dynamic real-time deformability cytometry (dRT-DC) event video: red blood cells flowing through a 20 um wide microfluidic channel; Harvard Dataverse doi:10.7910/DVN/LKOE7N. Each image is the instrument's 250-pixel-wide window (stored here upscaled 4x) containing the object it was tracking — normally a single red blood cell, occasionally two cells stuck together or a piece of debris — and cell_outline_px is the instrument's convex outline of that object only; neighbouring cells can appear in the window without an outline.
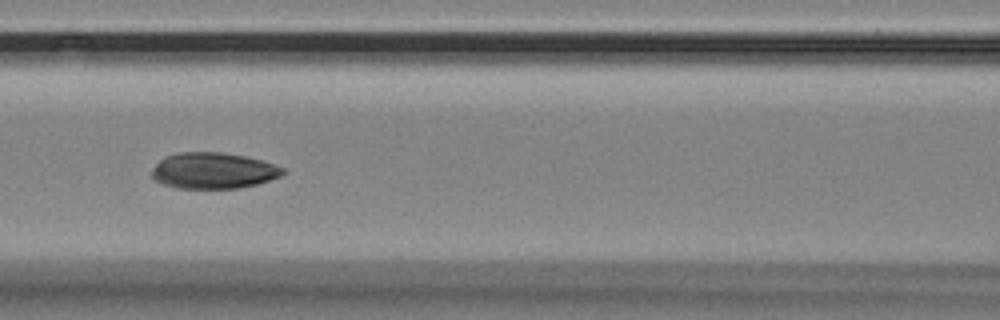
{"species": "Egyptian fruit bat (a non-hibernating species)", "species_latin": "Rousettus aegyptiacus", "temperature_condition": "room temperature", "stored_images_in_passage": 11, "camera_frame_rate_fps": 3000, "um_per_image_px": 0.085, "animal": {"sex": "female"}, "frame": {"image": 1, "passage_image": 7, "time_ms": 2.0, "image_size_px": [1000, 320], "cell_outline_px": [[288, 172], [284, 176], [256, 184], [240, 188], [176, 188], [152, 180], [152, 168], [164, 156], [180, 152], [220, 152], [244, 156], [276, 164], [284, 168]], "centroid_in_image_um": [18.16, 14.51], "position_along_channel_um": 148.4, "area_um2": 27.8}}
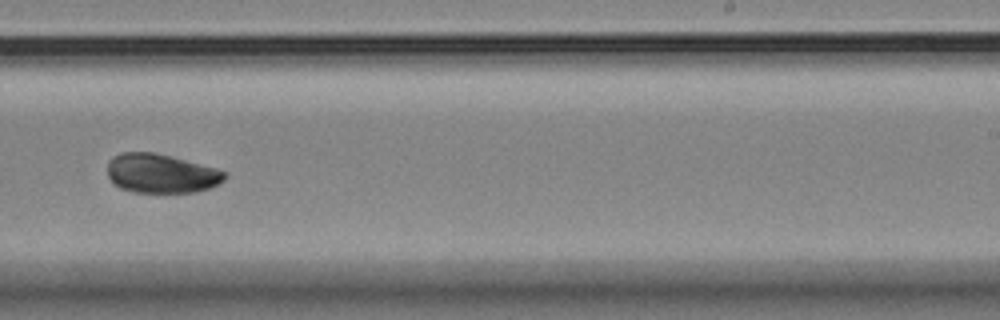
{"frame": {"image": 2, "passage_image": 10, "time_ms": 3.0, "image_size_px": [1000, 320], "cell_outline_px": [[228, 176], [220, 184], [212, 188], [196, 192], [132, 192], [120, 188], [112, 184], [108, 176], [108, 160], [112, 156], [120, 152], [156, 152], [216, 168], [224, 172]], "centroid_in_image_um": [13.68, 14.74], "position_along_channel_um": 275.3, "area_um2": 27.11}}
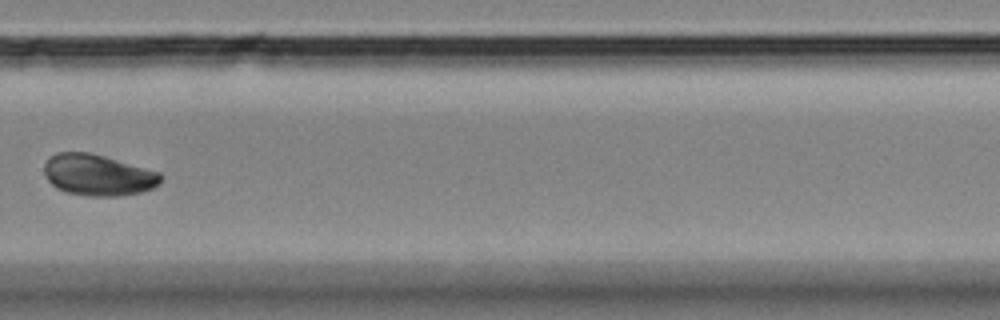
{"frame": {"image": 3, "passage_image": 11, "time_ms": 3.333, "image_size_px": [1000, 320], "cell_outline_px": [[164, 176], [160, 184], [152, 188], [140, 192], [120, 196], [84, 196], [64, 192], [56, 188], [48, 180], [44, 172], [44, 164], [48, 156], [56, 152], [88, 152], [104, 156], [160, 172]], "centroid_in_image_um": [8.31, 14.88], "position_along_channel_um": 321.5, "area_um2": 28.32}}